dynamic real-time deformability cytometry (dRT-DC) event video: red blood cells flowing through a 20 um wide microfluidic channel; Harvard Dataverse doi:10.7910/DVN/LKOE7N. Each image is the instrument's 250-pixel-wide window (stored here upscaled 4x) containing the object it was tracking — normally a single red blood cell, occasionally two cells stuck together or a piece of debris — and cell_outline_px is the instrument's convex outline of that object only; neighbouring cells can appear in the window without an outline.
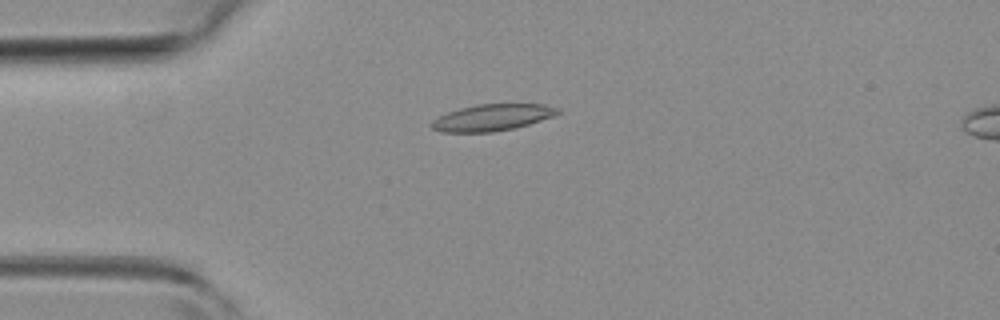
{"species": "common noctule bat (a hibernating species)", "species_latin": "Nyctalus noctula", "temperature_condition": "room temperature", "stored_images_in_passage": 49, "camera_frame_rate_fps": 3000, "um_per_image_px": 0.085, "animal": {"sex": "female", "body_mass_g": 19.3, "forearm_length_mm": 54.1}, "frame": {"image": 1, "passage_image": 12, "time_ms": 3.667, "image_size_px": [1000, 320], "cell_outline_px": [[560, 112], [552, 116], [528, 124], [512, 128], [492, 132], [440, 132], [432, 128], [428, 124], [432, 120], [448, 112], [460, 108], [476, 104], [544, 104], [560, 108]], "centroid_in_image_um": [41.8, 9.98], "position_along_channel_um": 43.2, "area_um2": 19.42}}
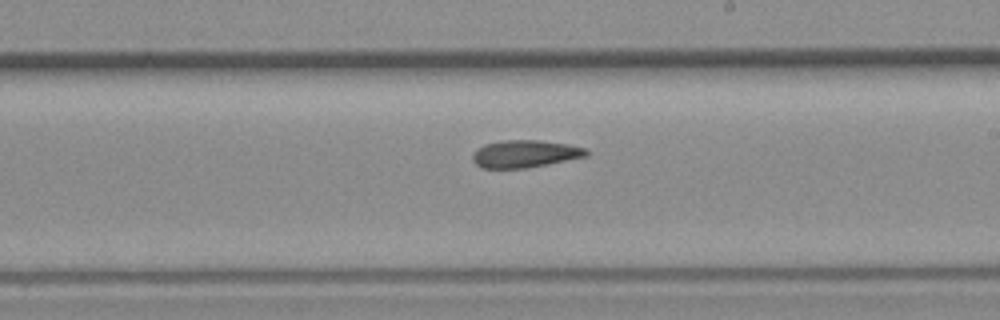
{"frame": {"image": 2, "passage_image": 28, "time_ms": 9.0, "image_size_px": [1000, 320], "cell_outline_px": [[588, 156], [548, 164], [524, 168], [480, 168], [472, 160], [472, 156], [484, 144], [500, 140], [540, 140], [568, 144], [588, 148]], "centroid_in_image_um": [44.65, 13.07], "position_along_channel_um": 244.3, "area_um2": 18.21}}
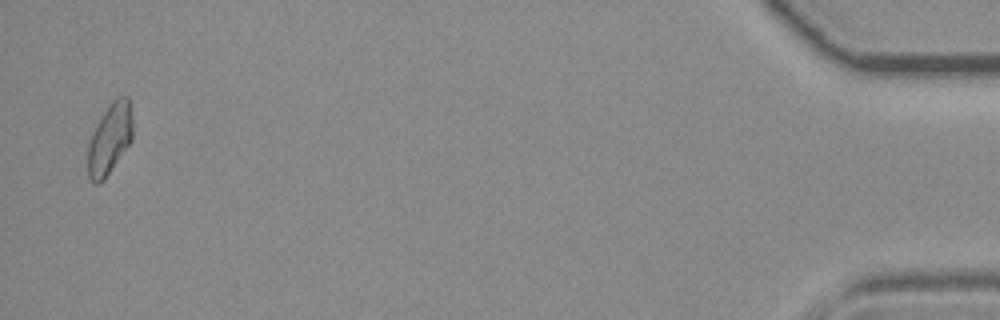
{"frame": {"image": 3, "passage_image": 48, "time_ms": 15.667, "image_size_px": [1000, 320], "cell_outline_px": [[132, 140], [104, 180], [100, 184], [96, 184], [88, 176], [88, 144], [92, 132], [96, 124], [112, 100], [116, 96], [128, 96], [132, 116]], "centroid_in_image_um": [9.33, 11.79], "position_along_channel_um": 425.9, "area_um2": 18.5}, "authors_computed_cell_mechanics": {"area_um2": 18.496, "velocity_mm_per_s": 4.1588, "shape_relaxation_time_tau1_ms": 11.3761, "shape_relaxation_time_tau2_ms": 8.0081, "deformation_change_tau1": 0.2241, "deformation_change_tau2": 0.1894}}